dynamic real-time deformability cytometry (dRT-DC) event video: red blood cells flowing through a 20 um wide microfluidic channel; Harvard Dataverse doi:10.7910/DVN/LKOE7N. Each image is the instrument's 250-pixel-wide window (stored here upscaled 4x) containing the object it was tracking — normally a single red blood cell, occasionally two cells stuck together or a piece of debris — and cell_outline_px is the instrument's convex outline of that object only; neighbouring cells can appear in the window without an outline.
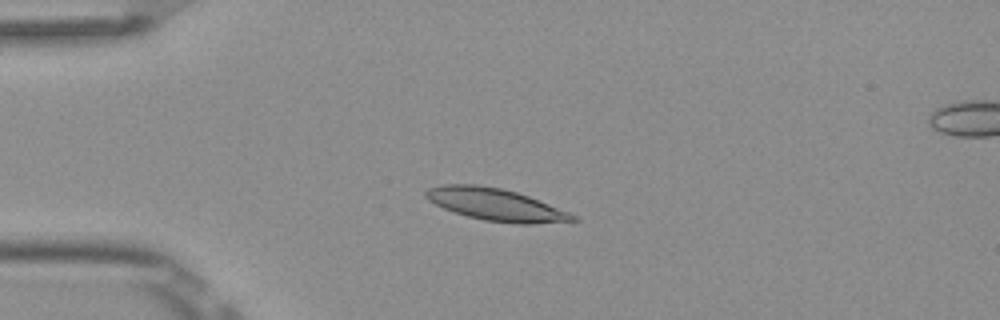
{"species": "Egyptian fruit bat (a non-hibernating species)", "species_latin": "Rousettus aegyptiacus", "temperature_condition": "room temperature", "stored_images_in_passage": 5, "camera_frame_rate_fps": 3000, "um_per_image_px": 0.085, "frame": {"image": 1, "passage_image": 3, "time_ms": 0.667, "image_size_px": [1000, 320], "cell_outline_px": [[580, 220], [532, 224], [516, 224], [484, 220], [468, 216], [444, 208], [428, 200], [424, 196], [424, 192], [428, 188], [444, 184], [476, 184], [500, 188], [516, 192], [528, 196], [568, 212], [576, 216]], "centroid_in_image_um": [42.11, 17.39], "position_along_channel_um": 42.9, "area_um2": 27.28}}